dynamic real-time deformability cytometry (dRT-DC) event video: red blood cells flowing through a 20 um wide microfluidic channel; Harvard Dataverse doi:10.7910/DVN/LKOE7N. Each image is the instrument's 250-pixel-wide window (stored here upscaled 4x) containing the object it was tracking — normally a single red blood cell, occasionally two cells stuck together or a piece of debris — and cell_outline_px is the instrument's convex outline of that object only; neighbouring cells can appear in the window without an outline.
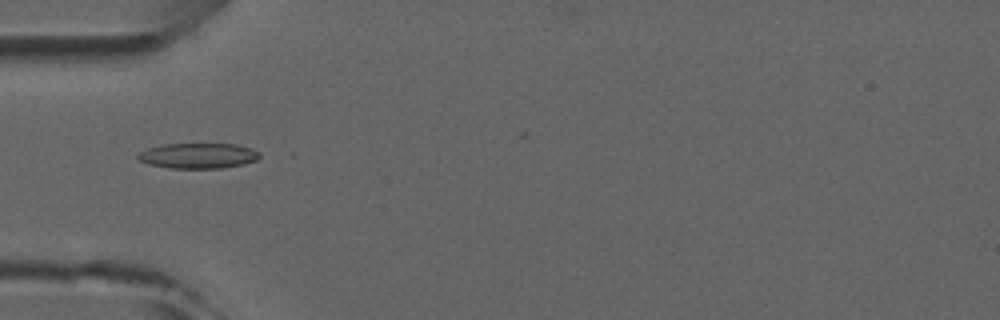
{"species": "common noctule bat (a hibernating species)", "species_latin": "Nyctalus noctula", "temperature_condition": "room temperature", "stored_images_in_passage": 3, "camera_frame_rate_fps": 3000, "um_per_image_px": 0.085, "animal": {"sex": "male", "forearm_length_mm": 52.5}, "frame": {"image": 1, "passage_image": 3, "time_ms": 2.333, "image_size_px": [1000, 320], "cell_outline_px": [[260, 156], [256, 160], [244, 164], [224, 168], [172, 168], [148, 164], [140, 160], [136, 156], [140, 152], [148, 148], [160, 144], [236, 144], [252, 148], [260, 152]], "centroid_in_image_um": [16.86, 13.23], "position_along_channel_um": 68.1, "area_um2": 18.03}}